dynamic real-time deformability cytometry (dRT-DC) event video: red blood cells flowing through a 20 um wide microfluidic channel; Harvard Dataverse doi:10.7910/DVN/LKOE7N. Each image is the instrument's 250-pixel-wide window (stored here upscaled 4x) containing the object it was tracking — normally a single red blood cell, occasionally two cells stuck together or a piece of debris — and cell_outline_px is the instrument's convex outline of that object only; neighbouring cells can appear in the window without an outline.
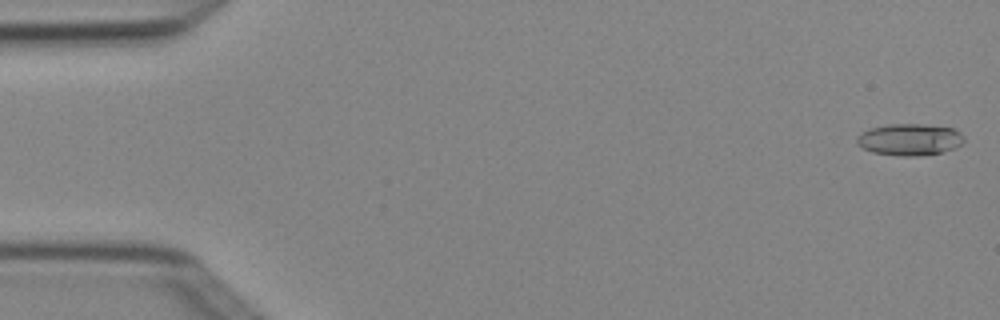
{"species": "Egyptian fruit bat (a non-hibernating species)", "species_latin": "Rousettus aegyptiacus", "temperature_condition": "cold", "stored_images_in_passage": 7, "camera_frame_rate_fps": 3000, "um_per_image_px": 0.085, "animal": {"sex": "female"}, "frame": {"image": 1, "passage_image": 1, "time_ms": 0.0, "image_size_px": [1000, 320], "cell_outline_px": [[964, 140], [956, 148], [944, 152], [916, 156], [900, 156], [872, 152], [856, 144], [856, 136], [860, 132], [868, 128], [888, 124], [924, 124], [952, 128], [960, 132], [964, 136]], "centroid_in_image_um": [77.29, 11.85], "position_along_channel_um": 7.7, "area_um2": 20.06}}
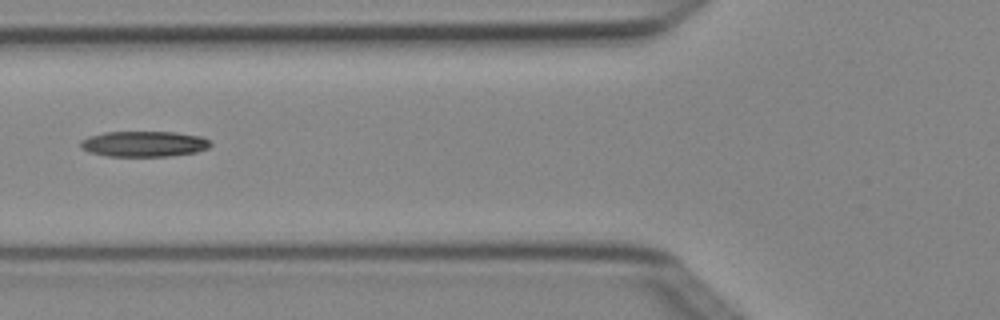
{"frame": {"image": 2, "passage_image": 6, "time_ms": 1.667, "image_size_px": [1000, 320], "cell_outline_px": [[212, 144], [208, 148], [196, 152], [168, 156], [108, 156], [88, 152], [80, 148], [80, 140], [88, 136], [104, 132], [176, 132], [200, 136], [208, 140]], "centroid_in_image_um": [12.2, 12.23], "position_along_channel_um": 113.6, "area_um2": 19.48}}
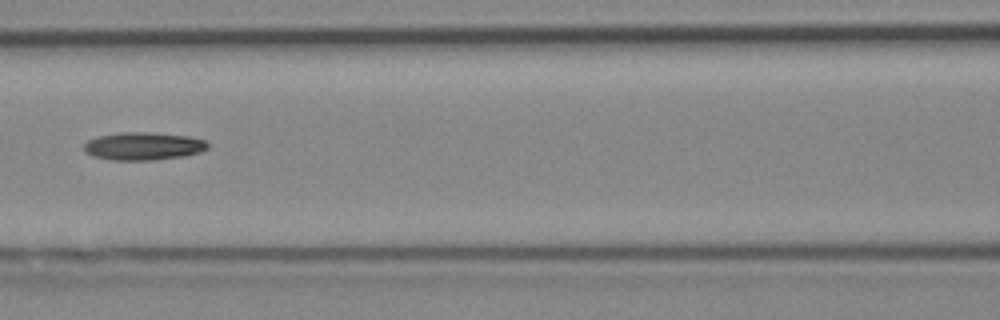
{"frame": {"image": 3, "passage_image": 7, "time_ms": 2.0, "image_size_px": [1000, 320], "cell_outline_px": [[208, 148], [200, 152], [184, 156], [156, 160], [112, 160], [92, 156], [84, 152], [84, 144], [88, 140], [96, 136], [120, 132], [148, 132], [188, 136], [204, 140], [208, 144]], "centroid_in_image_um": [12.15, 12.42], "position_along_channel_um": 154.5, "area_um2": 20.23}}